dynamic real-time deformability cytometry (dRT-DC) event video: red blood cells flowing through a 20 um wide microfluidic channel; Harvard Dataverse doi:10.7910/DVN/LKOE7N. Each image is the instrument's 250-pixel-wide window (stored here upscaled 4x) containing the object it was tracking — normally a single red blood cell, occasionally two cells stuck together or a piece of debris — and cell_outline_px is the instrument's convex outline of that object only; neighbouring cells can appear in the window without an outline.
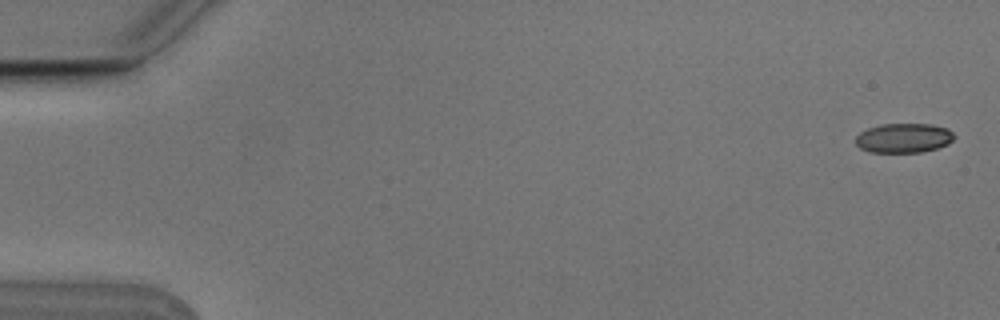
{"species": "Egyptian fruit bat (a non-hibernating species)", "species_latin": "Rousettus aegyptiacus", "temperature_condition": "cold", "stored_images_in_passage": 4, "camera_frame_rate_fps": 3000, "um_per_image_px": 0.085, "animal": {"sex": "male"}, "frame": {"image": 1, "passage_image": 1, "time_ms": 0.0, "image_size_px": [1000, 320], "cell_outline_px": [[956, 136], [948, 144], [936, 148], [920, 152], [872, 152], [860, 148], [856, 144], [856, 136], [860, 132], [868, 128], [880, 124], [932, 124], [948, 128]], "centroid_in_image_um": [76.82, 11.72], "position_along_channel_um": 8.2, "area_um2": 16.94}}